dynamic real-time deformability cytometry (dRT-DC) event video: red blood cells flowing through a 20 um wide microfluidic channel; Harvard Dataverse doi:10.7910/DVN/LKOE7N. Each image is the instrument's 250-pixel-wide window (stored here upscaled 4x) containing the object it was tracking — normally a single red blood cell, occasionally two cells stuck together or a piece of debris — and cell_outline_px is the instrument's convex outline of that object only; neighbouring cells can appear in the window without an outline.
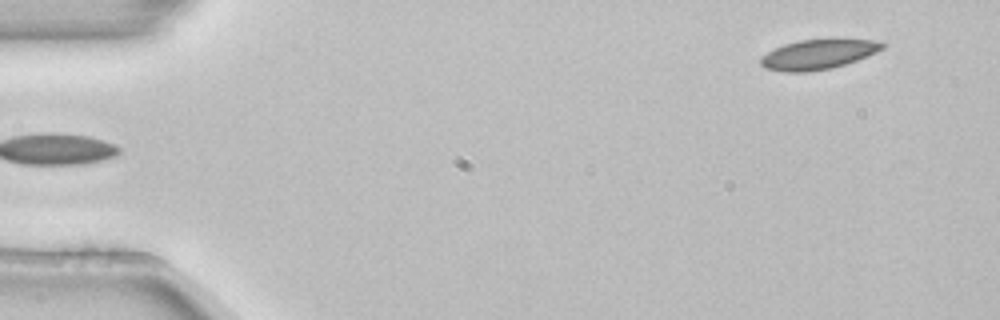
{"species": "common noctule bat (a hibernating species)", "species_latin": "Nyctalus noctula", "temperature_condition": "room temperature", "stored_images_in_passage": 4, "segment_of_instrument_passage": [2, 2], "camera_frame_rate_fps": 3000, "um_per_image_px": 0.085, "animal": {"sex": "female", "body_mass_g": 22.7, "forearm_length_mm": 54.2}, "frame": {"image": 1, "passage_image": 4, "time_ms": 1.0, "image_size_px": [1000, 320], "cell_outline_px": [[884, 48], [876, 52], [856, 60], [832, 68], [808, 72], [784, 72], [764, 68], [760, 64], [760, 56], [784, 44], [800, 40], [872, 40], [884, 44]], "centroid_in_image_um": [69.47, 4.64], "position_along_channel_um": 15.5, "area_um2": 20.75}}